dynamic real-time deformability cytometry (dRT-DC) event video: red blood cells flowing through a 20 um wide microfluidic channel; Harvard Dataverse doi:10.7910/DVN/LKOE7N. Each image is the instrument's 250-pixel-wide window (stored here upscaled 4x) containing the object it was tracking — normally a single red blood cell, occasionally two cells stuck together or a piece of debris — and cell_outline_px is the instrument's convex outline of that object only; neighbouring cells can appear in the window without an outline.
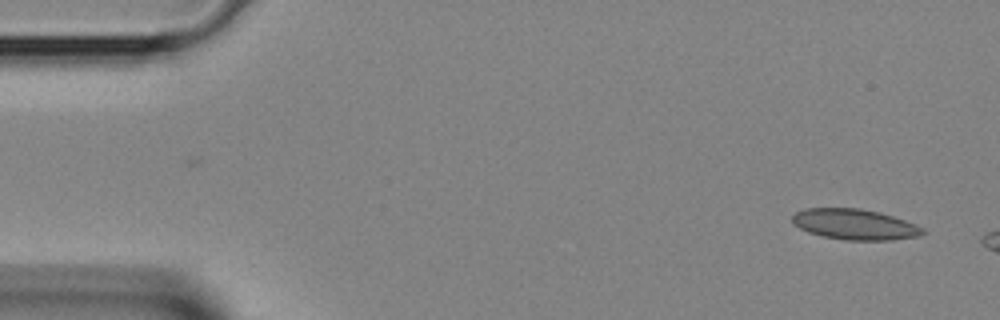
{"species": "Egyptian fruit bat (a non-hibernating species)", "species_latin": "Rousettus aegyptiacus", "temperature_condition": "room temperature", "stored_images_in_passage": 6, "camera_frame_rate_fps": 3000, "um_per_image_px": 0.085, "animal": {"sex": "female"}, "frame": {"image": 1, "passage_image": 1, "time_ms": 0.0, "image_size_px": [1000, 320], "cell_outline_px": [[928, 232], [920, 236], [892, 240], [844, 240], [824, 236], [808, 232], [792, 224], [792, 216], [796, 212], [804, 208], [860, 208], [880, 212], [916, 224], [924, 228]], "centroid_in_image_um": [72.68, 19.07], "position_along_channel_um": 12.3, "area_um2": 23.47}}